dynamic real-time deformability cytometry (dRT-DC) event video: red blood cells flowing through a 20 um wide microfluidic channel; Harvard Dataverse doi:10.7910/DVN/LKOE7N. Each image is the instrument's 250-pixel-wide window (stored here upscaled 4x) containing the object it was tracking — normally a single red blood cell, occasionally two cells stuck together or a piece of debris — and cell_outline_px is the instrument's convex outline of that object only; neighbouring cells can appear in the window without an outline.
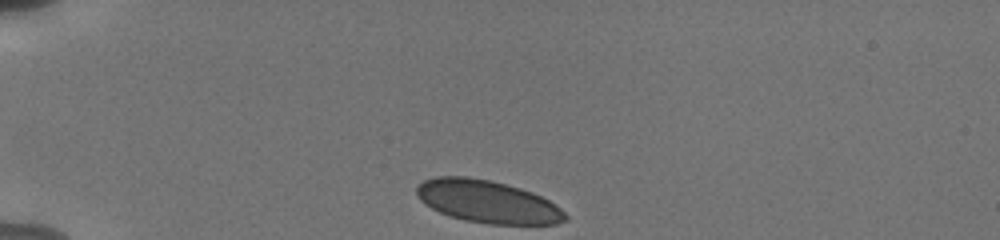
{"species": "human", "species_latin": "Homo sapiens", "temperature_condition": "cold", "stored_images_in_passage": 35, "camera_frame_rate_fps": 3000, "um_per_image_px": 0.085, "donor": {"sex": "male"}, "frame": {"image": 1, "passage_image": 1, "time_ms": 0.0, "image_size_px": [1000, 240], "cell_outline_px": [[568, 220], [556, 224], [488, 224], [464, 220], [440, 212], [424, 204], [416, 196], [416, 188], [424, 180], [436, 176], [468, 176], [488, 180], [520, 188], [532, 192], [548, 200], [560, 208], [568, 216]], "centroid_in_image_um": [41.43, 17.14], "position_along_channel_um": 43.6, "area_um2": 36.76}}
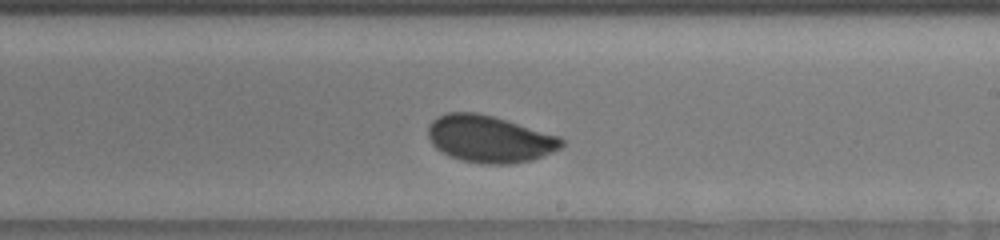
{"frame": {"image": 2, "passage_image": 21, "time_ms": 6.667, "image_size_px": [1000, 240], "cell_outline_px": [[564, 144], [560, 148], [552, 152], [532, 160], [512, 164], [480, 164], [460, 160], [436, 148], [432, 144], [428, 136], [428, 124], [432, 120], [448, 112], [476, 112], [492, 116], [560, 136], [564, 140]], "centroid_in_image_um": [41.61, 11.82], "position_along_channel_um": 247.4, "area_um2": 36.47}}
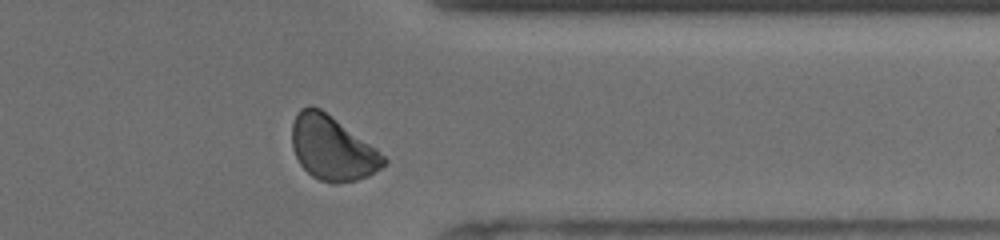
{"frame": {"image": 3, "passage_image": 32, "time_ms": 10.333, "image_size_px": [1000, 240], "cell_outline_px": [[388, 164], [368, 176], [356, 180], [336, 184], [332, 184], [320, 180], [312, 176], [300, 164], [292, 148], [292, 124], [300, 108], [308, 104], [312, 104], [320, 108], [376, 148], [388, 160]], "centroid_in_image_um": [28.24, 12.6], "position_along_channel_um": 383.2, "area_um2": 34.33}, "authors_computed_cell_mechanics": {"area_um2": 36.6452, "velocity_mm_per_s": 3.7573, "shape_relaxation_time_tau1_ms": 3.3136, "shape_relaxation_time_tau2_ms": null, "deformation_change_tau1": 0.0921, "deformation_change_tau2": null}}